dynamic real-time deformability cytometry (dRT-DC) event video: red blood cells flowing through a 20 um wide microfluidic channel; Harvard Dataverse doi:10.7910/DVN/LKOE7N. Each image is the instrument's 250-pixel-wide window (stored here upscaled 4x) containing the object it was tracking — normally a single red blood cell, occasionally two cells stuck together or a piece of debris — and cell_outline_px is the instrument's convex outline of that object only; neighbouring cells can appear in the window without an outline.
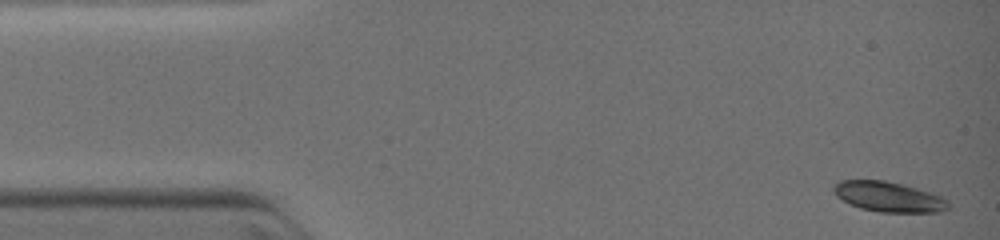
{"species": "common noctule bat (a hibernating species)", "species_latin": "Nyctalus noctula", "temperature_condition": "warm", "stored_images_in_passage": 46, "camera_frame_rate_fps": 3000, "um_per_image_px": 0.085, "animal": {"sex": "female", "body_mass_g": 19.0, "forearm_length_mm": 51.5}, "frame": {"image": 1, "passage_image": 1, "time_ms": 0.0, "image_size_px": [1000, 240], "cell_outline_px": [[948, 208], [940, 212], [880, 212], [860, 208], [836, 196], [832, 188], [840, 180], [884, 180], [904, 184], [940, 196], [948, 200]], "centroid_in_image_um": [75.53, 16.72], "position_along_channel_um": 9.5, "area_um2": 19.94}}
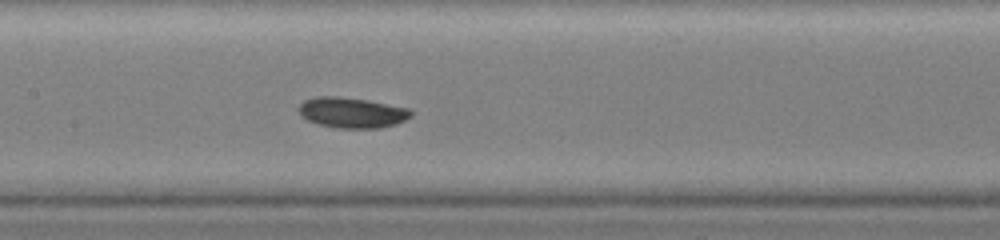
{"frame": {"image": 2, "passage_image": 20, "time_ms": 5.667, "image_size_px": [1000, 240], "cell_outline_px": [[412, 116], [396, 124], [380, 128], [336, 128], [316, 124], [300, 116], [296, 108], [304, 100], [316, 96], [340, 96], [368, 100], [408, 108], [412, 112]], "centroid_in_image_um": [29.86, 9.57], "position_along_channel_um": 177.5, "area_um2": 20.23}}
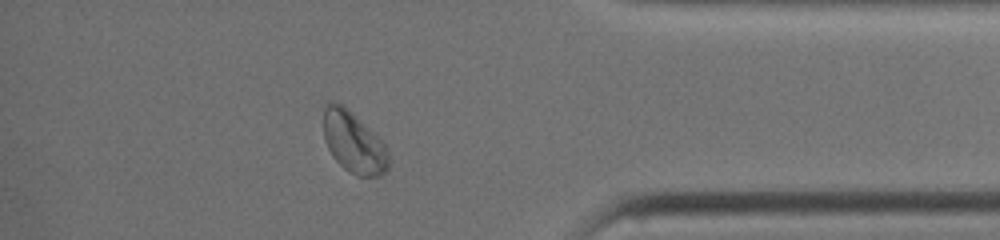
{"frame": {"image": 3, "passage_image": 41, "time_ms": 10.667, "image_size_px": [1000, 240], "cell_outline_px": [[388, 168], [380, 176], [360, 176], [348, 172], [332, 156], [324, 140], [324, 108], [332, 100], [340, 104], [368, 128], [388, 148]], "centroid_in_image_um": [30.05, 12.15], "position_along_channel_um": 405.2, "area_um2": 22.66}}